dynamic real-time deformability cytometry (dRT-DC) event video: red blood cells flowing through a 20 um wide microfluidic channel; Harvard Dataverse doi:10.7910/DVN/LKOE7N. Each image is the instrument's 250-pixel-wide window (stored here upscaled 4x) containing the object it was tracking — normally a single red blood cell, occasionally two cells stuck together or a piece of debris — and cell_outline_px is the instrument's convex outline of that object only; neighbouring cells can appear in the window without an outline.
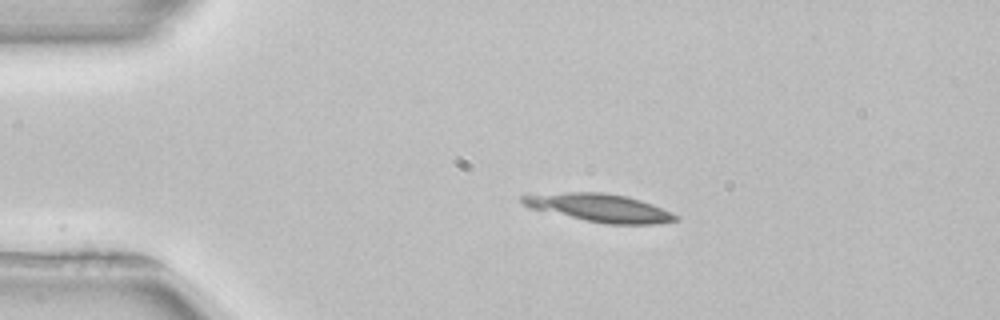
{"species": "common noctule bat (a hibernating species)", "species_latin": "Nyctalus noctula", "temperature_condition": "room temperature", "stored_images_in_passage": 26, "camera_frame_rate_fps": 3000, "um_per_image_px": 0.085, "animal": {"sex": "female", "body_mass_g": 22.7, "forearm_length_mm": 54.2}, "frame": {"image": 1, "passage_image": 1, "time_ms": 0.0, "image_size_px": [1000, 320], "cell_outline_px": [[680, 220], [656, 224], [604, 224], [584, 220], [528, 208], [520, 200], [520, 196], [568, 192], [604, 192], [628, 196], [652, 204], [672, 212], [680, 216]], "centroid_in_image_um": [51.01, 17.67], "position_along_channel_um": 34.0, "area_um2": 25.14}}
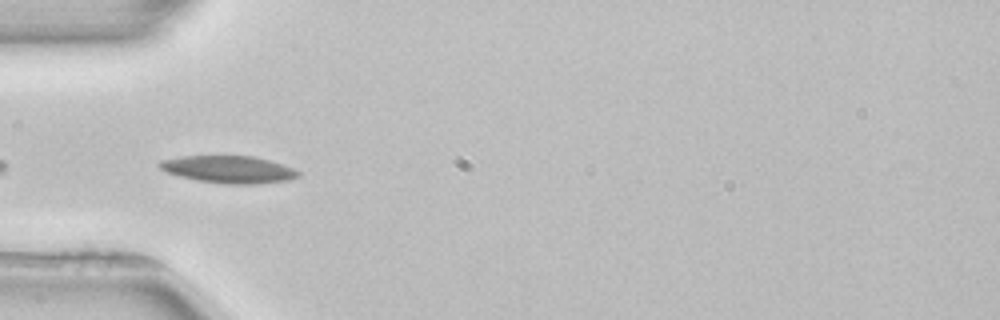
{"frame": {"image": 2, "passage_image": 7, "time_ms": 2.0, "image_size_px": [1000, 320], "cell_outline_px": [[300, 176], [288, 180], [256, 184], [224, 184], [196, 180], [164, 172], [156, 164], [160, 160], [180, 156], [252, 156], [284, 164], [300, 172]], "centroid_in_image_um": [19.41, 14.4], "position_along_channel_um": 65.6, "area_um2": 22.2}}